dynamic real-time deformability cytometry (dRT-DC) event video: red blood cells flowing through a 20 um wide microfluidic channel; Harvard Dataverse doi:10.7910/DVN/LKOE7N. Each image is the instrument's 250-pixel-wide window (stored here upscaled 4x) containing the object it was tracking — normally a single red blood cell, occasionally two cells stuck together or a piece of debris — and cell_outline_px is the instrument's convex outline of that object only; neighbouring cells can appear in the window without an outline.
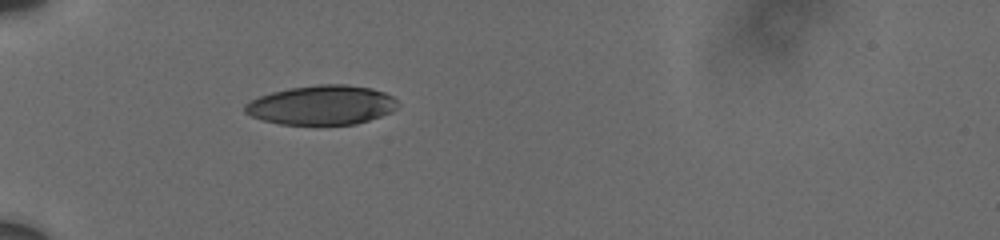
{"species": "human", "species_latin": "Homo sapiens", "temperature_condition": "cold", "stored_images_in_passage": 35, "camera_frame_rate_fps": 3000, "um_per_image_px": 0.085, "donor": {"sex": "male"}, "frame": {"image": 1, "passage_image": 1, "time_ms": 0.0, "image_size_px": [1000, 240], "cell_outline_px": [[400, 104], [392, 112], [356, 124], [280, 124], [264, 120], [252, 116], [244, 112], [244, 104], [260, 96], [272, 92], [288, 88], [320, 84], [344, 84], [372, 88], [384, 92], [392, 96]], "centroid_in_image_um": [27.36, 8.92], "position_along_channel_um": 57.6, "area_um2": 34.97}}
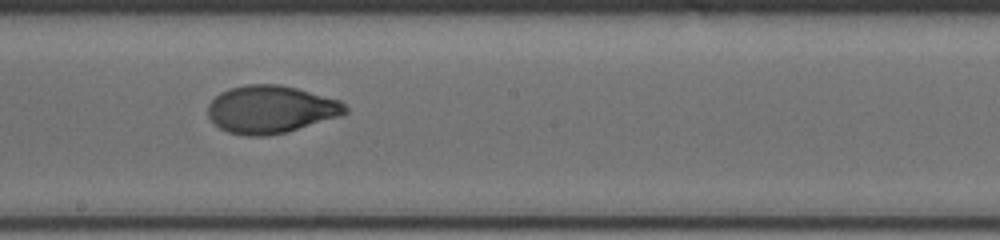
{"frame": {"image": 2, "passage_image": 19, "time_ms": 5.0, "image_size_px": [1000, 240], "cell_outline_px": [[348, 112], [340, 116], [288, 132], [264, 136], [248, 136], [228, 132], [220, 128], [208, 116], [208, 104], [220, 92], [228, 88], [248, 84], [280, 84], [296, 88], [340, 100], [348, 108]], "centroid_in_image_um": [23.02, 9.29], "position_along_channel_um": 225.2, "area_um2": 38.21}}
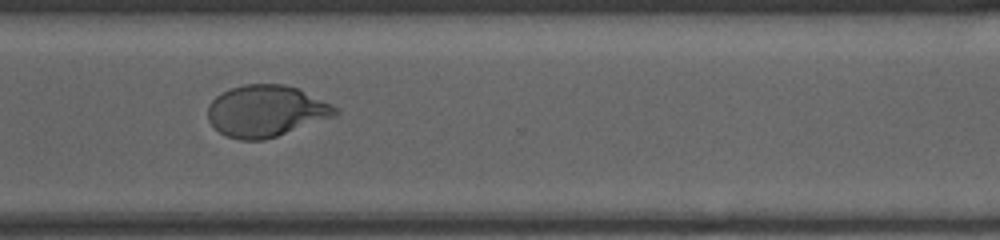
{"frame": {"image": 3, "passage_image": 34, "time_ms": 8.333, "image_size_px": [1000, 240], "cell_outline_px": [[340, 112], [336, 116], [264, 140], [240, 140], [228, 136], [220, 132], [208, 120], [208, 104], [216, 96], [232, 88], [244, 84], [284, 84], [296, 88], [332, 104]], "centroid_in_image_um": [22.61, 9.44], "position_along_channel_um": 348.0, "area_um2": 37.97}}